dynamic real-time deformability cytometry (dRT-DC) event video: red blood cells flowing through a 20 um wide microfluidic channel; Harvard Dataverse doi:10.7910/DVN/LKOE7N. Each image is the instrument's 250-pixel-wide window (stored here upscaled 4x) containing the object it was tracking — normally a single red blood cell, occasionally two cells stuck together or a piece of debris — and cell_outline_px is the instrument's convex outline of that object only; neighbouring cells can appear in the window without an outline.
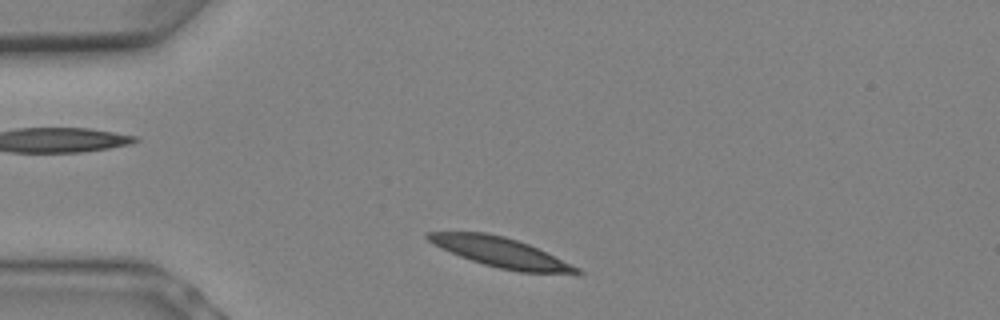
{"species": "Egyptian fruit bat (a non-hibernating species)", "species_latin": "Rousettus aegyptiacus", "temperature_condition": "warm", "stored_images_in_passage": 5, "camera_frame_rate_fps": 3000, "um_per_image_px": 0.085, "animal": {"sex": "female"}, "frame": {"image": 1, "passage_image": 1, "time_ms": 0.0, "image_size_px": [1000, 320], "cell_outline_px": [[584, 272], [520, 272], [500, 268], [484, 264], [460, 256], [432, 244], [424, 236], [428, 232], [484, 232], [504, 236], [528, 244], [580, 268]], "centroid_in_image_um": [42.48, 21.42], "position_along_channel_um": 42.5, "area_um2": 25.03}}
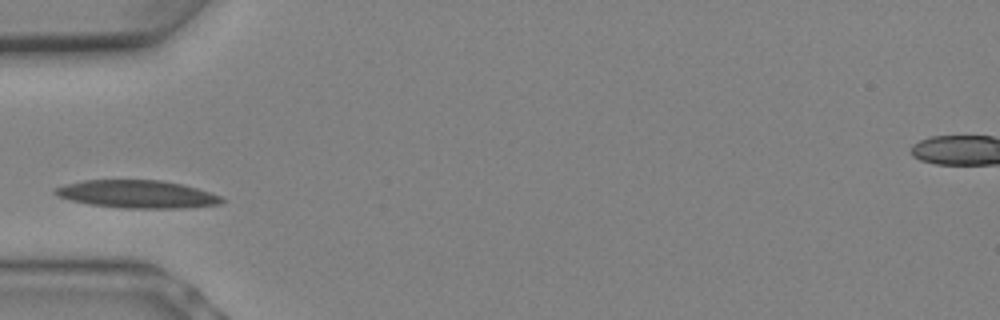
{"frame": {"image": 2, "passage_image": 3, "time_ms": 0.667, "image_size_px": [1000, 320], "cell_outline_px": [[224, 200], [220, 204], [188, 208], [124, 208], [92, 204], [72, 200], [56, 196], [52, 192], [56, 188], [64, 184], [84, 180], [160, 180], [180, 184], [196, 188], [220, 196]], "centroid_in_image_um": [11.64, 16.5], "position_along_channel_um": 73.4, "area_um2": 26.76}}